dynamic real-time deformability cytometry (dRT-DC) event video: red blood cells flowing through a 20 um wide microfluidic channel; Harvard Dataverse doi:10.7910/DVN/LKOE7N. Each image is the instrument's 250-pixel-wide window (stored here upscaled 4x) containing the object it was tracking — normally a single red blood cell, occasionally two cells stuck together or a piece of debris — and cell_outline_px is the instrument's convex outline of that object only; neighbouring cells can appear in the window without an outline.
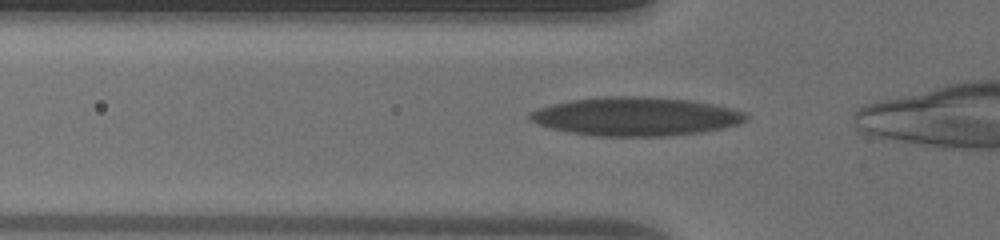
{"species": "human", "species_latin": "Homo sapiens", "temperature_condition": "warm", "stored_images_in_passage": 31, "camera_frame_rate_fps": 3000, "um_per_image_px": 0.085, "donor": {"sex": "male"}, "frame": {"image": 1, "passage_image": 12, "time_ms": 3.667, "image_size_px": [1000, 240], "cell_outline_px": [[748, 120], [740, 124], [724, 128], [704, 132], [668, 136], [596, 136], [568, 132], [536, 124], [528, 120], [528, 112], [536, 108], [568, 100], [604, 96], [644, 96], [692, 100], [736, 108], [744, 112], [748, 116]], "centroid_in_image_um": [54.05, 9.89], "position_along_channel_um": 71.7, "area_um2": 49.42}}
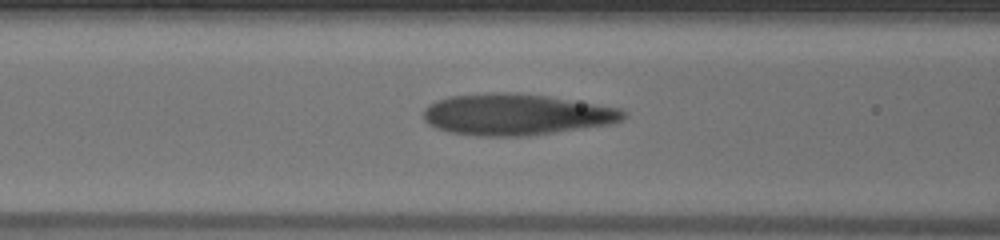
{"frame": {"image": 2, "passage_image": 16, "time_ms": 5.0, "image_size_px": [1000, 240], "cell_outline_px": [[628, 116], [624, 120], [616, 124], [524, 136], [476, 136], [452, 132], [436, 128], [428, 124], [424, 120], [424, 108], [428, 104], [436, 100], [448, 96], [492, 92], [512, 92], [548, 96], [620, 108]], "centroid_in_image_um": [43.89, 9.73], "position_along_channel_um": 122.7, "area_um2": 48.49}}
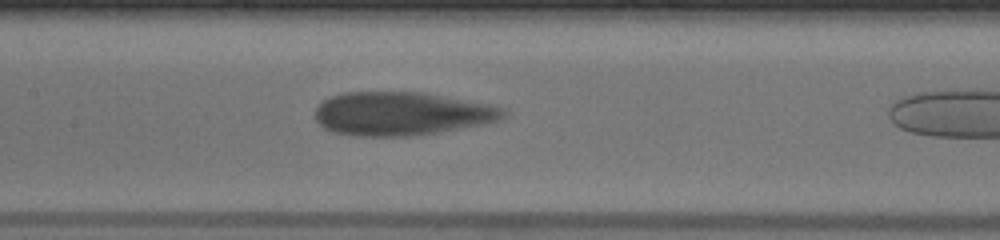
{"frame": {"image": 3, "passage_image": 20, "time_ms": 6.333, "image_size_px": [1000, 240], "cell_outline_px": [[508, 112], [500, 120], [484, 124], [436, 132], [408, 136], [352, 136], [336, 132], [324, 128], [316, 120], [316, 108], [328, 96], [344, 92], [424, 92], [488, 104], [504, 108]], "centroid_in_image_um": [34.12, 9.65], "position_along_channel_um": 173.3, "area_um2": 47.63}}